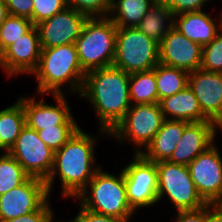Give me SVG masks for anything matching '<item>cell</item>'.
Instances as JSON below:
<instances>
[{
  "label": "cell",
  "instance_id": "obj_2",
  "mask_svg": "<svg viewBox=\"0 0 222 222\" xmlns=\"http://www.w3.org/2000/svg\"><path fill=\"white\" fill-rule=\"evenodd\" d=\"M96 140L79 128L63 147L54 152L52 171L45 180L48 194L56 174L62 183L64 197H77L94 177L100 166L95 167Z\"/></svg>",
  "mask_w": 222,
  "mask_h": 222
},
{
  "label": "cell",
  "instance_id": "obj_23",
  "mask_svg": "<svg viewBox=\"0 0 222 222\" xmlns=\"http://www.w3.org/2000/svg\"><path fill=\"white\" fill-rule=\"evenodd\" d=\"M154 2L155 0H112L108 17L117 27H137Z\"/></svg>",
  "mask_w": 222,
  "mask_h": 222
},
{
  "label": "cell",
  "instance_id": "obj_37",
  "mask_svg": "<svg viewBox=\"0 0 222 222\" xmlns=\"http://www.w3.org/2000/svg\"><path fill=\"white\" fill-rule=\"evenodd\" d=\"M175 222H204L205 206L196 210L177 211Z\"/></svg>",
  "mask_w": 222,
  "mask_h": 222
},
{
  "label": "cell",
  "instance_id": "obj_30",
  "mask_svg": "<svg viewBox=\"0 0 222 222\" xmlns=\"http://www.w3.org/2000/svg\"><path fill=\"white\" fill-rule=\"evenodd\" d=\"M68 7L89 18L108 17L112 0H67Z\"/></svg>",
  "mask_w": 222,
  "mask_h": 222
},
{
  "label": "cell",
  "instance_id": "obj_20",
  "mask_svg": "<svg viewBox=\"0 0 222 222\" xmlns=\"http://www.w3.org/2000/svg\"><path fill=\"white\" fill-rule=\"evenodd\" d=\"M188 122L181 120L164 119L161 128L155 134L151 143L141 152L150 161L159 162L168 160L177 147ZM145 151V152H144Z\"/></svg>",
  "mask_w": 222,
  "mask_h": 222
},
{
  "label": "cell",
  "instance_id": "obj_16",
  "mask_svg": "<svg viewBox=\"0 0 222 222\" xmlns=\"http://www.w3.org/2000/svg\"><path fill=\"white\" fill-rule=\"evenodd\" d=\"M161 64L192 72L201 68L202 47L172 27L159 44Z\"/></svg>",
  "mask_w": 222,
  "mask_h": 222
},
{
  "label": "cell",
  "instance_id": "obj_28",
  "mask_svg": "<svg viewBox=\"0 0 222 222\" xmlns=\"http://www.w3.org/2000/svg\"><path fill=\"white\" fill-rule=\"evenodd\" d=\"M33 26L31 20L22 16L8 15L0 24V48L3 52L14 41L21 38Z\"/></svg>",
  "mask_w": 222,
  "mask_h": 222
},
{
  "label": "cell",
  "instance_id": "obj_14",
  "mask_svg": "<svg viewBox=\"0 0 222 222\" xmlns=\"http://www.w3.org/2000/svg\"><path fill=\"white\" fill-rule=\"evenodd\" d=\"M88 18L85 14L67 7L49 19L37 24L41 48L75 44Z\"/></svg>",
  "mask_w": 222,
  "mask_h": 222
},
{
  "label": "cell",
  "instance_id": "obj_7",
  "mask_svg": "<svg viewBox=\"0 0 222 222\" xmlns=\"http://www.w3.org/2000/svg\"><path fill=\"white\" fill-rule=\"evenodd\" d=\"M158 171V202L168 196L177 211L196 210L208 205L199 195L188 166L169 162H156Z\"/></svg>",
  "mask_w": 222,
  "mask_h": 222
},
{
  "label": "cell",
  "instance_id": "obj_11",
  "mask_svg": "<svg viewBox=\"0 0 222 222\" xmlns=\"http://www.w3.org/2000/svg\"><path fill=\"white\" fill-rule=\"evenodd\" d=\"M49 197L45 180L29 176L21 185L0 195V221L37 211Z\"/></svg>",
  "mask_w": 222,
  "mask_h": 222
},
{
  "label": "cell",
  "instance_id": "obj_12",
  "mask_svg": "<svg viewBox=\"0 0 222 222\" xmlns=\"http://www.w3.org/2000/svg\"><path fill=\"white\" fill-rule=\"evenodd\" d=\"M218 150L213 143L188 165L191 179L207 204L222 194V158Z\"/></svg>",
  "mask_w": 222,
  "mask_h": 222
},
{
  "label": "cell",
  "instance_id": "obj_17",
  "mask_svg": "<svg viewBox=\"0 0 222 222\" xmlns=\"http://www.w3.org/2000/svg\"><path fill=\"white\" fill-rule=\"evenodd\" d=\"M188 86L196 96L202 113L215 122L222 115V73L201 68L189 72Z\"/></svg>",
  "mask_w": 222,
  "mask_h": 222
},
{
  "label": "cell",
  "instance_id": "obj_21",
  "mask_svg": "<svg viewBox=\"0 0 222 222\" xmlns=\"http://www.w3.org/2000/svg\"><path fill=\"white\" fill-rule=\"evenodd\" d=\"M159 104L164 119L181 120L188 123L211 121L202 113L198 100L189 86L162 99Z\"/></svg>",
  "mask_w": 222,
  "mask_h": 222
},
{
  "label": "cell",
  "instance_id": "obj_26",
  "mask_svg": "<svg viewBox=\"0 0 222 222\" xmlns=\"http://www.w3.org/2000/svg\"><path fill=\"white\" fill-rule=\"evenodd\" d=\"M129 96L132 105L158 103L155 67L149 71L130 74Z\"/></svg>",
  "mask_w": 222,
  "mask_h": 222
},
{
  "label": "cell",
  "instance_id": "obj_29",
  "mask_svg": "<svg viewBox=\"0 0 222 222\" xmlns=\"http://www.w3.org/2000/svg\"><path fill=\"white\" fill-rule=\"evenodd\" d=\"M201 69L222 73V30L209 44L202 47Z\"/></svg>",
  "mask_w": 222,
  "mask_h": 222
},
{
  "label": "cell",
  "instance_id": "obj_24",
  "mask_svg": "<svg viewBox=\"0 0 222 222\" xmlns=\"http://www.w3.org/2000/svg\"><path fill=\"white\" fill-rule=\"evenodd\" d=\"M26 125L22 102L18 99L10 107L0 110L1 150L8 153Z\"/></svg>",
  "mask_w": 222,
  "mask_h": 222
},
{
  "label": "cell",
  "instance_id": "obj_3",
  "mask_svg": "<svg viewBox=\"0 0 222 222\" xmlns=\"http://www.w3.org/2000/svg\"><path fill=\"white\" fill-rule=\"evenodd\" d=\"M33 73L38 81L37 93L41 95H61V86L63 88L67 84H70L72 92L80 95L86 74L80 65L75 44L41 48L39 64Z\"/></svg>",
  "mask_w": 222,
  "mask_h": 222
},
{
  "label": "cell",
  "instance_id": "obj_36",
  "mask_svg": "<svg viewBox=\"0 0 222 222\" xmlns=\"http://www.w3.org/2000/svg\"><path fill=\"white\" fill-rule=\"evenodd\" d=\"M80 211L75 217L78 222H129V220L115 218L92 212L86 208L80 207Z\"/></svg>",
  "mask_w": 222,
  "mask_h": 222
},
{
  "label": "cell",
  "instance_id": "obj_18",
  "mask_svg": "<svg viewBox=\"0 0 222 222\" xmlns=\"http://www.w3.org/2000/svg\"><path fill=\"white\" fill-rule=\"evenodd\" d=\"M214 121L189 123L177 147L168 159L169 162L188 166L201 152L214 143Z\"/></svg>",
  "mask_w": 222,
  "mask_h": 222
},
{
  "label": "cell",
  "instance_id": "obj_40",
  "mask_svg": "<svg viewBox=\"0 0 222 222\" xmlns=\"http://www.w3.org/2000/svg\"><path fill=\"white\" fill-rule=\"evenodd\" d=\"M212 206L222 215V194L212 203Z\"/></svg>",
  "mask_w": 222,
  "mask_h": 222
},
{
  "label": "cell",
  "instance_id": "obj_6",
  "mask_svg": "<svg viewBox=\"0 0 222 222\" xmlns=\"http://www.w3.org/2000/svg\"><path fill=\"white\" fill-rule=\"evenodd\" d=\"M159 63V43L138 27H117L113 66L126 73L152 70Z\"/></svg>",
  "mask_w": 222,
  "mask_h": 222
},
{
  "label": "cell",
  "instance_id": "obj_31",
  "mask_svg": "<svg viewBox=\"0 0 222 222\" xmlns=\"http://www.w3.org/2000/svg\"><path fill=\"white\" fill-rule=\"evenodd\" d=\"M33 25H37L68 7L67 0H33Z\"/></svg>",
  "mask_w": 222,
  "mask_h": 222
},
{
  "label": "cell",
  "instance_id": "obj_15",
  "mask_svg": "<svg viewBox=\"0 0 222 222\" xmlns=\"http://www.w3.org/2000/svg\"><path fill=\"white\" fill-rule=\"evenodd\" d=\"M41 55L39 32L33 25L21 38L14 41L3 52L0 66L8 77L14 74L33 73Z\"/></svg>",
  "mask_w": 222,
  "mask_h": 222
},
{
  "label": "cell",
  "instance_id": "obj_1",
  "mask_svg": "<svg viewBox=\"0 0 222 222\" xmlns=\"http://www.w3.org/2000/svg\"><path fill=\"white\" fill-rule=\"evenodd\" d=\"M129 79L128 73L114 66L86 72L80 95L97 112L100 133L108 135L132 106Z\"/></svg>",
  "mask_w": 222,
  "mask_h": 222
},
{
  "label": "cell",
  "instance_id": "obj_41",
  "mask_svg": "<svg viewBox=\"0 0 222 222\" xmlns=\"http://www.w3.org/2000/svg\"><path fill=\"white\" fill-rule=\"evenodd\" d=\"M214 127H215V137H216V133L218 131L217 129L220 128L222 130V115L214 122Z\"/></svg>",
  "mask_w": 222,
  "mask_h": 222
},
{
  "label": "cell",
  "instance_id": "obj_13",
  "mask_svg": "<svg viewBox=\"0 0 222 222\" xmlns=\"http://www.w3.org/2000/svg\"><path fill=\"white\" fill-rule=\"evenodd\" d=\"M65 94L53 95L56 106L46 104L44 100L37 102L35 98L19 97L23 104L26 125L36 131L45 128H80L67 105Z\"/></svg>",
  "mask_w": 222,
  "mask_h": 222
},
{
  "label": "cell",
  "instance_id": "obj_43",
  "mask_svg": "<svg viewBox=\"0 0 222 222\" xmlns=\"http://www.w3.org/2000/svg\"><path fill=\"white\" fill-rule=\"evenodd\" d=\"M69 222H78V221L74 218L73 220H71Z\"/></svg>",
  "mask_w": 222,
  "mask_h": 222
},
{
  "label": "cell",
  "instance_id": "obj_42",
  "mask_svg": "<svg viewBox=\"0 0 222 222\" xmlns=\"http://www.w3.org/2000/svg\"><path fill=\"white\" fill-rule=\"evenodd\" d=\"M1 58H2V51H1V48H0V61H1Z\"/></svg>",
  "mask_w": 222,
  "mask_h": 222
},
{
  "label": "cell",
  "instance_id": "obj_34",
  "mask_svg": "<svg viewBox=\"0 0 222 222\" xmlns=\"http://www.w3.org/2000/svg\"><path fill=\"white\" fill-rule=\"evenodd\" d=\"M48 201L49 199L37 211L0 222H51L54 213Z\"/></svg>",
  "mask_w": 222,
  "mask_h": 222
},
{
  "label": "cell",
  "instance_id": "obj_4",
  "mask_svg": "<svg viewBox=\"0 0 222 222\" xmlns=\"http://www.w3.org/2000/svg\"><path fill=\"white\" fill-rule=\"evenodd\" d=\"M100 168L76 197L80 200V205L98 214L130 220L134 211L126 198L123 171L121 170L117 176L104 172Z\"/></svg>",
  "mask_w": 222,
  "mask_h": 222
},
{
  "label": "cell",
  "instance_id": "obj_10",
  "mask_svg": "<svg viewBox=\"0 0 222 222\" xmlns=\"http://www.w3.org/2000/svg\"><path fill=\"white\" fill-rule=\"evenodd\" d=\"M8 153L31 177L46 180L52 171L54 152L39 138L38 132L27 125Z\"/></svg>",
  "mask_w": 222,
  "mask_h": 222
},
{
  "label": "cell",
  "instance_id": "obj_22",
  "mask_svg": "<svg viewBox=\"0 0 222 222\" xmlns=\"http://www.w3.org/2000/svg\"><path fill=\"white\" fill-rule=\"evenodd\" d=\"M173 21L174 15L165 3L155 1L137 27L146 36L160 44L163 37L173 27Z\"/></svg>",
  "mask_w": 222,
  "mask_h": 222
},
{
  "label": "cell",
  "instance_id": "obj_39",
  "mask_svg": "<svg viewBox=\"0 0 222 222\" xmlns=\"http://www.w3.org/2000/svg\"><path fill=\"white\" fill-rule=\"evenodd\" d=\"M8 15L5 0H0V24L7 18Z\"/></svg>",
  "mask_w": 222,
  "mask_h": 222
},
{
  "label": "cell",
  "instance_id": "obj_25",
  "mask_svg": "<svg viewBox=\"0 0 222 222\" xmlns=\"http://www.w3.org/2000/svg\"><path fill=\"white\" fill-rule=\"evenodd\" d=\"M189 72L183 69L170 67L160 62L155 66L158 103L188 86Z\"/></svg>",
  "mask_w": 222,
  "mask_h": 222
},
{
  "label": "cell",
  "instance_id": "obj_33",
  "mask_svg": "<svg viewBox=\"0 0 222 222\" xmlns=\"http://www.w3.org/2000/svg\"><path fill=\"white\" fill-rule=\"evenodd\" d=\"M165 5L172 11L173 15L200 11L208 0H164Z\"/></svg>",
  "mask_w": 222,
  "mask_h": 222
},
{
  "label": "cell",
  "instance_id": "obj_38",
  "mask_svg": "<svg viewBox=\"0 0 222 222\" xmlns=\"http://www.w3.org/2000/svg\"><path fill=\"white\" fill-rule=\"evenodd\" d=\"M204 222H222V215L215 208H213L212 204L205 206Z\"/></svg>",
  "mask_w": 222,
  "mask_h": 222
},
{
  "label": "cell",
  "instance_id": "obj_27",
  "mask_svg": "<svg viewBox=\"0 0 222 222\" xmlns=\"http://www.w3.org/2000/svg\"><path fill=\"white\" fill-rule=\"evenodd\" d=\"M29 175L9 153L0 156V195L21 185Z\"/></svg>",
  "mask_w": 222,
  "mask_h": 222
},
{
  "label": "cell",
  "instance_id": "obj_8",
  "mask_svg": "<svg viewBox=\"0 0 222 222\" xmlns=\"http://www.w3.org/2000/svg\"><path fill=\"white\" fill-rule=\"evenodd\" d=\"M164 116L159 103L132 105L123 119L109 133L119 143L122 139L135 144V154H141L161 128ZM137 145V146H136ZM137 147V148H136Z\"/></svg>",
  "mask_w": 222,
  "mask_h": 222
},
{
  "label": "cell",
  "instance_id": "obj_9",
  "mask_svg": "<svg viewBox=\"0 0 222 222\" xmlns=\"http://www.w3.org/2000/svg\"><path fill=\"white\" fill-rule=\"evenodd\" d=\"M134 161L122 169L126 198L133 211L158 202V171L156 163L142 154H135Z\"/></svg>",
  "mask_w": 222,
  "mask_h": 222
},
{
  "label": "cell",
  "instance_id": "obj_5",
  "mask_svg": "<svg viewBox=\"0 0 222 222\" xmlns=\"http://www.w3.org/2000/svg\"><path fill=\"white\" fill-rule=\"evenodd\" d=\"M117 26L109 17L88 18L75 41L78 59L85 72L113 66Z\"/></svg>",
  "mask_w": 222,
  "mask_h": 222
},
{
  "label": "cell",
  "instance_id": "obj_32",
  "mask_svg": "<svg viewBox=\"0 0 222 222\" xmlns=\"http://www.w3.org/2000/svg\"><path fill=\"white\" fill-rule=\"evenodd\" d=\"M79 128H45L37 131L39 138L53 152L59 150Z\"/></svg>",
  "mask_w": 222,
  "mask_h": 222
},
{
  "label": "cell",
  "instance_id": "obj_35",
  "mask_svg": "<svg viewBox=\"0 0 222 222\" xmlns=\"http://www.w3.org/2000/svg\"><path fill=\"white\" fill-rule=\"evenodd\" d=\"M8 14L29 18L33 24V0H5Z\"/></svg>",
  "mask_w": 222,
  "mask_h": 222
},
{
  "label": "cell",
  "instance_id": "obj_19",
  "mask_svg": "<svg viewBox=\"0 0 222 222\" xmlns=\"http://www.w3.org/2000/svg\"><path fill=\"white\" fill-rule=\"evenodd\" d=\"M215 21L209 14L200 10L174 15L173 27L189 40L203 47L222 30V20L217 24Z\"/></svg>",
  "mask_w": 222,
  "mask_h": 222
}]
</instances>
